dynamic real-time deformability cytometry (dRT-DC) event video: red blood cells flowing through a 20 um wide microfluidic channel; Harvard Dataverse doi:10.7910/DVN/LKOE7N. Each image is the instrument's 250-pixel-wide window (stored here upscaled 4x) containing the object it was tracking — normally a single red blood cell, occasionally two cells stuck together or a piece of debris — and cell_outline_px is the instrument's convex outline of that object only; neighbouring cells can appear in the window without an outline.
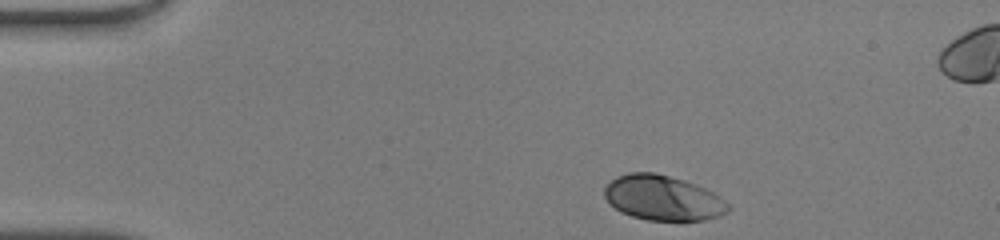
{"species": "human", "species_latin": "Homo sapiens", "temperature_condition": "warm", "stored_images_in_passage": 33, "camera_frame_rate_fps": 3000, "um_per_image_px": 0.085, "donor": {"sex": "male"}, "frame": {"image": 1, "passage_image": 1, "time_ms": 0.0, "image_size_px": [1000, 240], "cell_outline_px": [[732, 208], [728, 212], [720, 216], [704, 220], [648, 220], [632, 216], [620, 212], [604, 196], [604, 188], [616, 176], [628, 172], [656, 172], [684, 180], [696, 184], [720, 196]], "centroid_in_image_um": [56.36, 16.82], "position_along_channel_um": 28.6, "area_um2": 32.48}}
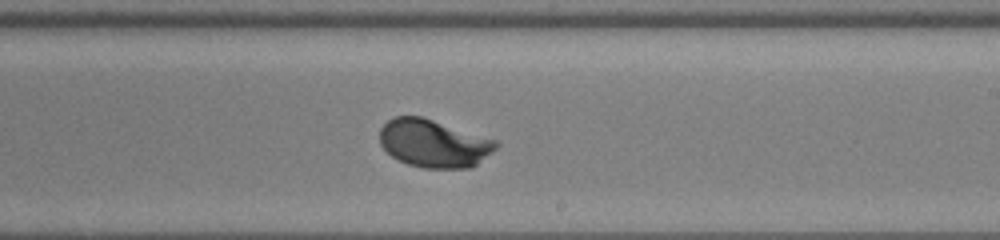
{"frame": {"image": 2, "passage_image": 22, "time_ms": 7.0, "image_size_px": [1000, 240], "cell_outline_px": [[500, 144], [492, 152], [472, 168], [424, 168], [408, 164], [392, 156], [380, 144], [380, 128], [388, 120], [396, 116], [420, 116], [496, 140]], "centroid_in_image_um": [36.87, 12.19], "position_along_channel_um": 252.1, "area_um2": 32.14}}
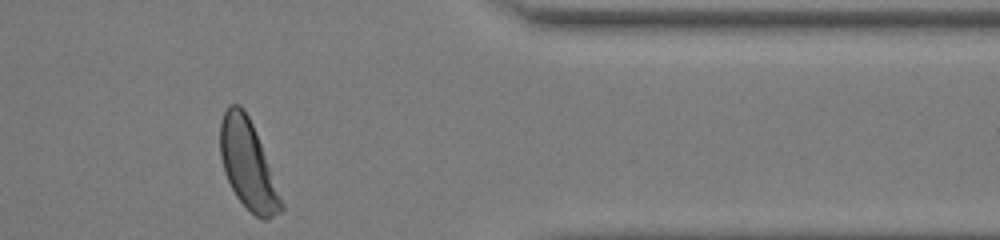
{"frame": {"image": 3, "passage_image": 33, "time_ms": 10.667, "image_size_px": [1000, 240], "cell_outline_px": [[284, 208], [280, 212], [268, 220], [264, 220], [256, 216], [236, 196], [224, 172], [220, 156], [220, 124], [224, 112], [228, 104], [240, 104], [244, 108], [252, 124], [284, 204]], "centroid_in_image_um": [21.05, 13.99], "position_along_channel_um": 390.3, "area_um2": 30.98}, "authors_computed_cell_mechanics": {"area_um2": 32.3102, "velocity_mm_per_s": 4.2331, "shape_relaxation_time_tau1_ms": 1.5733, "shape_relaxation_time_tau2_ms": null, "deformation_change_tau1": 0.1475, "deformation_change_tau2": null}}